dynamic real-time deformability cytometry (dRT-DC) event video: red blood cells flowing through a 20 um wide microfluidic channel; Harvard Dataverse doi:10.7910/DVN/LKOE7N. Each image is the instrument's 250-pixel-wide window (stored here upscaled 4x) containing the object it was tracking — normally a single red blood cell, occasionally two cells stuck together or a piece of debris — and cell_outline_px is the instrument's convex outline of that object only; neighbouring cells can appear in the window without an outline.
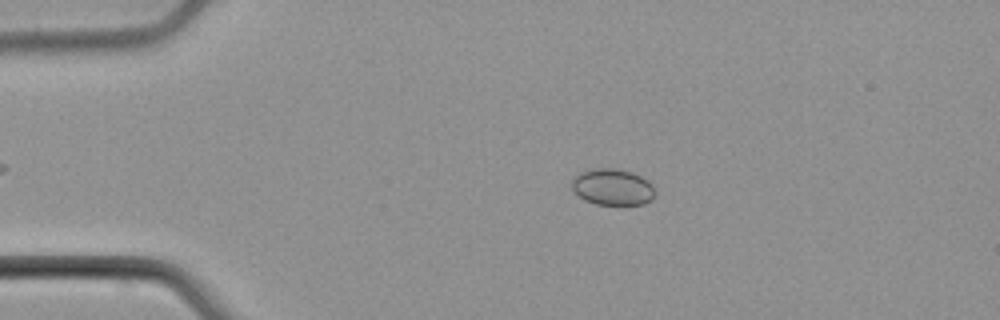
{"species": "common noctule bat (a hibernating species)", "species_latin": "Nyctalus noctula", "temperature_condition": "cold", "stored_images_in_passage": 4, "camera_frame_rate_fps": 3000, "um_per_image_px": 0.085, "animal": {"sex": "male", "body_mass_g": 21.5, "forearm_length_mm": 52.0}, "frame": {"image": 1, "passage_image": 2, "time_ms": 1.333, "image_size_px": [1000, 320], "cell_outline_px": [[656, 192], [652, 200], [644, 204], [624, 208], [596, 204], [584, 200], [572, 192], [572, 180], [580, 172], [592, 168], [616, 168], [632, 172], [648, 180], [652, 184]], "centroid_in_image_um": [52.09, 15.95], "position_along_channel_um": 32.9, "area_um2": 18.55}}
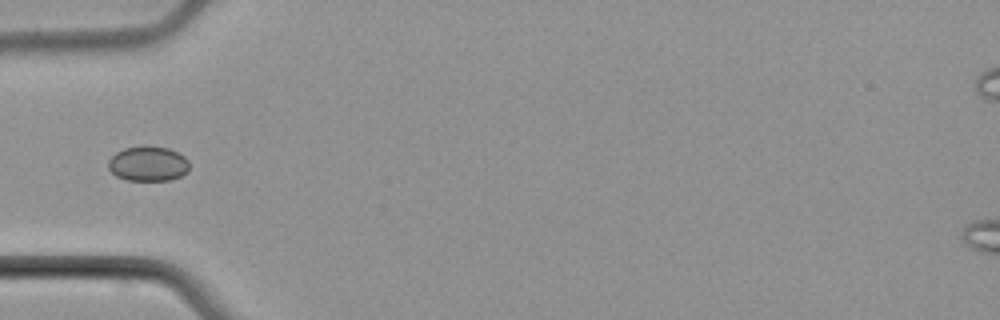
{"frame": {"image": 2, "passage_image": 4, "time_ms": 3.667, "image_size_px": [1000, 320], "cell_outline_px": [[188, 172], [180, 176], [168, 180], [128, 180], [116, 176], [108, 168], [108, 160], [116, 152], [124, 148], [144, 144], [168, 148], [184, 156], [188, 160]], "centroid_in_image_um": [12.57, 13.89], "position_along_channel_um": 72.4, "area_um2": 16.65}}